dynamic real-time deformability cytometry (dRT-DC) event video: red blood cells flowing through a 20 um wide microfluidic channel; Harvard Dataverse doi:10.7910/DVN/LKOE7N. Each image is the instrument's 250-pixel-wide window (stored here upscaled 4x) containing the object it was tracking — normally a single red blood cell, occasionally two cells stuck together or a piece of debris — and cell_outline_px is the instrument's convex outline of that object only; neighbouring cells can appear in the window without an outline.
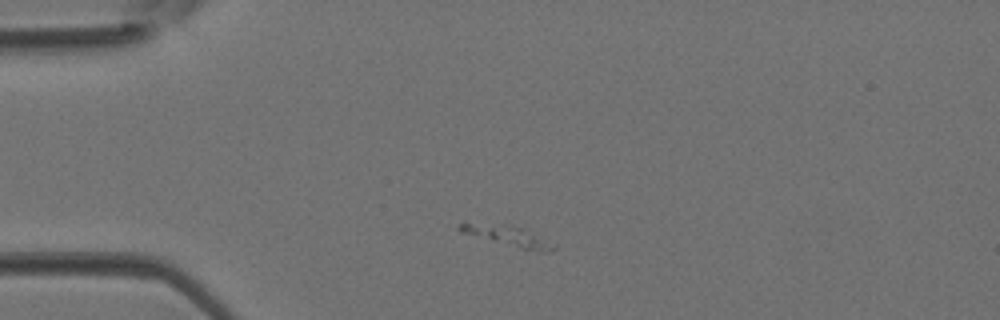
{"species": "Egyptian fruit bat (a non-hibernating species)", "species_latin": "Rousettus aegyptiacus", "temperature_condition": "room temperature", "stored_images_in_passage": 2, "camera_frame_rate_fps": 3000, "um_per_image_px": 0.085, "animal": {"sex": "female"}, "frame": {"image": 1, "passage_image": 1, "time_ms": 0.0, "image_size_px": [1000, 320], "cell_outline_px": [[556, 248], [552, 252], [544, 252], [520, 248], [460, 232], [456, 228], [464, 220], [520, 228], [556, 244]], "centroid_in_image_um": [43.1, 20.05], "position_along_channel_um": 41.9, "area_um2": 10.87}}